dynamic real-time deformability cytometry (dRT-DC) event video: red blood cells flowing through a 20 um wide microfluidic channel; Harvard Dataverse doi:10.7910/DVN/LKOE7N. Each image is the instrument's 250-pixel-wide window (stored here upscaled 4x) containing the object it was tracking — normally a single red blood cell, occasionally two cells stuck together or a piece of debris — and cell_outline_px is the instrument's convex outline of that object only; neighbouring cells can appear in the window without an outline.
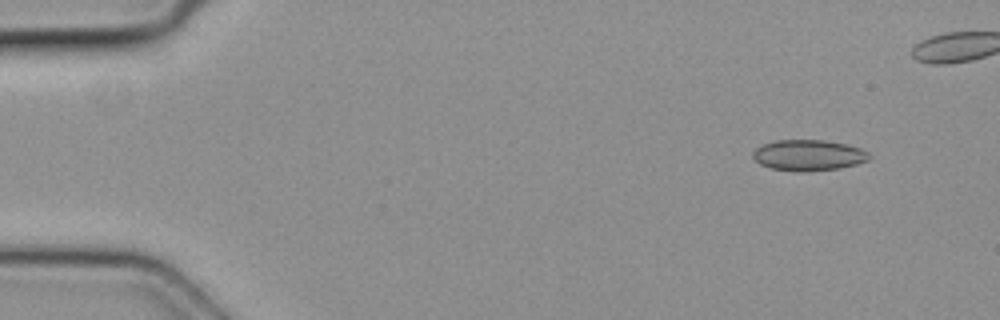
{"species": "common noctule bat (a hibernating species)", "species_latin": "Nyctalus noctula", "temperature_condition": "cold", "stored_images_in_passage": 4, "camera_frame_rate_fps": 3000, "um_per_image_px": 0.085, "animal": {"sex": "female", "body_mass_g": 19.3, "forearm_length_mm": 54.1}, "frame": {"image": 1, "passage_image": 1, "time_ms": 0.0, "image_size_px": [1000, 320], "cell_outline_px": [[872, 156], [868, 160], [856, 164], [840, 168], [804, 172], [800, 172], [772, 168], [760, 164], [752, 156], [752, 152], [760, 144], [776, 140], [824, 140], [844, 144], [860, 148], [868, 152]], "centroid_in_image_um": [68.71, 13.19], "position_along_channel_um": 16.3, "area_um2": 20.98}}